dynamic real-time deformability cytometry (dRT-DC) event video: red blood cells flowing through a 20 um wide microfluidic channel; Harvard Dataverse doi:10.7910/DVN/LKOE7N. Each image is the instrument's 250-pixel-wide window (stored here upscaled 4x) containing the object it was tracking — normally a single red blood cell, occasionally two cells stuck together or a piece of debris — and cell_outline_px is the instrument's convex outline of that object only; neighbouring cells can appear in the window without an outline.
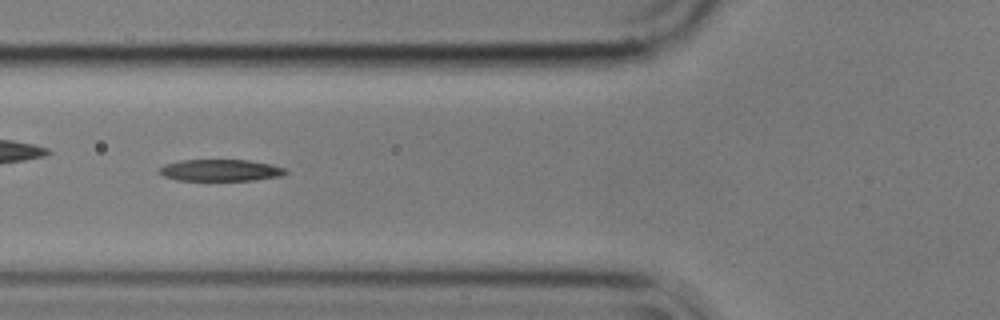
{"species": "common noctule bat (a hibernating species)", "species_latin": "Nyctalus noctula", "temperature_condition": "cold", "stored_images_in_passage": 42, "camera_frame_rate_fps": 3000, "um_per_image_px": 0.085, "animal": {"sex": "male", "body_mass_g": 17.9}, "frame": {"image": 1, "passage_image": 13, "time_ms": 4.0, "image_size_px": [1000, 320], "cell_outline_px": [[288, 172], [280, 176], [252, 180], [176, 180], [164, 176], [156, 172], [164, 164], [180, 160], [248, 160], [272, 164], [284, 168]], "centroid_in_image_um": [18.7, 14.47], "position_along_channel_um": 107.1, "area_um2": 15.95}, "authors_computed_cell_mechanics": {"area_um2": 16.8198, "velocity_mm_per_s": 3.5716, "shape_relaxation_time_tau1_ms": 5.7207, "shape_relaxation_time_tau2_ms": 5.3466, "deformation_change_tau1": 0.1979, "deformation_change_tau2": 0.1633}}